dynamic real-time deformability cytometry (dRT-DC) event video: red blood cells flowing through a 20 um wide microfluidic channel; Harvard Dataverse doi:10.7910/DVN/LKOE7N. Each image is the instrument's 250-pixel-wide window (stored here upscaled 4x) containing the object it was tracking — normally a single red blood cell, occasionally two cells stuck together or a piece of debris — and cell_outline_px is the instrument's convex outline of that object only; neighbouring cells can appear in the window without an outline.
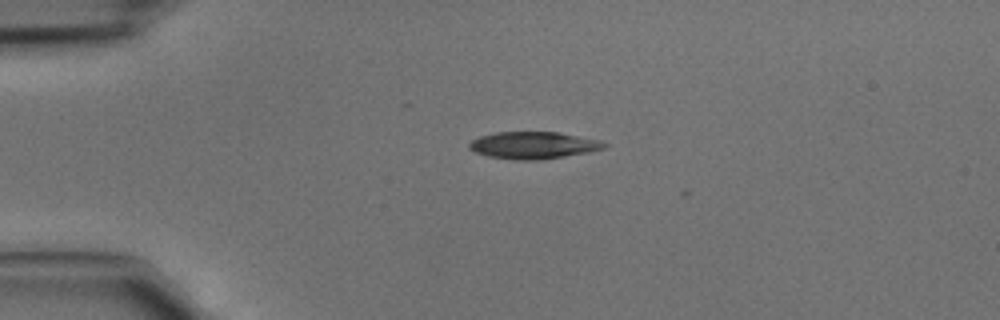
{"species": "common noctule bat (a hibernating species)", "species_latin": "Nyctalus noctula", "temperature_condition": "cold", "stored_images_in_passage": 31, "camera_frame_rate_fps": 3000, "um_per_image_px": 0.085, "animal": {"sex": "male", "body_mass_g": 15.6}, "frame": {"image": 1, "passage_image": 1, "time_ms": 0.0, "image_size_px": [1000, 320], "cell_outline_px": [[608, 144], [604, 148], [588, 152], [540, 160], [516, 160], [488, 156], [476, 152], [468, 148], [468, 144], [472, 140], [480, 136], [496, 132], [556, 132], [600, 140]], "centroid_in_image_um": [45.32, 12.35], "position_along_channel_um": 39.7, "area_um2": 21.15}}
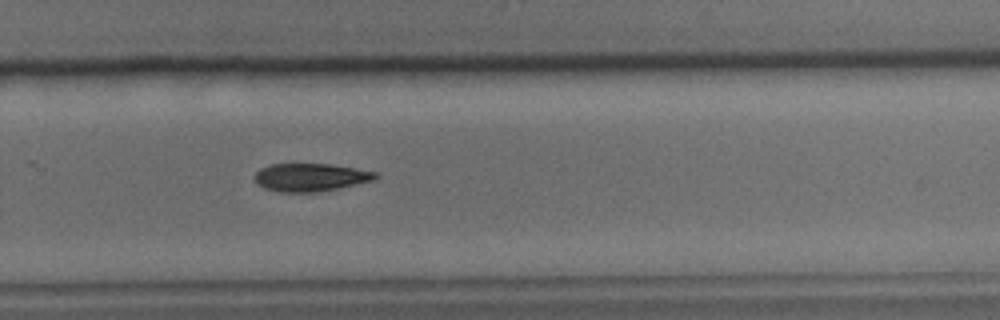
{"frame": {"image": 2, "passage_image": 21, "time_ms": 6.667, "image_size_px": [1000, 320], "cell_outline_px": [[380, 176], [376, 180], [316, 192], [280, 192], [264, 188], [256, 184], [252, 176], [260, 168], [272, 164], [332, 164], [380, 172]], "centroid_in_image_um": [26.41, 15.06], "position_along_channel_um": 303.4, "area_um2": 19.94}}
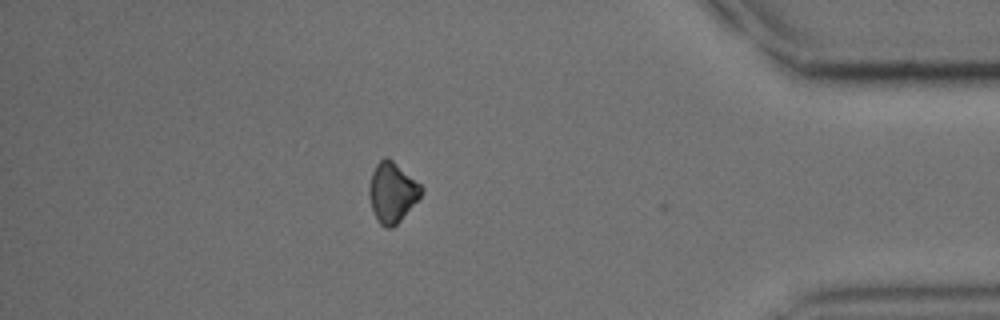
{"frame": {"image": 3, "passage_image": 30, "time_ms": 9.667, "image_size_px": [1000, 320], "cell_outline_px": [[424, 192], [400, 220], [392, 228], [388, 228], [380, 224], [372, 208], [368, 192], [368, 188], [372, 172], [376, 164], [384, 156], [388, 156], [420, 184], [424, 188]], "centroid_in_image_um": [33.33, 16.32], "position_along_channel_um": 401.9, "area_um2": 18.09}}